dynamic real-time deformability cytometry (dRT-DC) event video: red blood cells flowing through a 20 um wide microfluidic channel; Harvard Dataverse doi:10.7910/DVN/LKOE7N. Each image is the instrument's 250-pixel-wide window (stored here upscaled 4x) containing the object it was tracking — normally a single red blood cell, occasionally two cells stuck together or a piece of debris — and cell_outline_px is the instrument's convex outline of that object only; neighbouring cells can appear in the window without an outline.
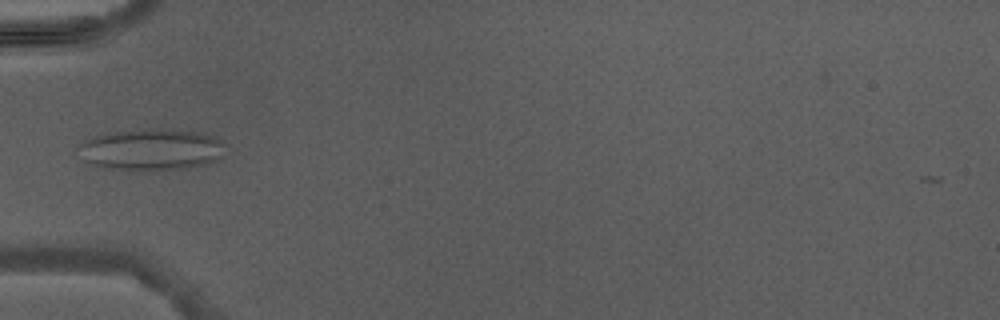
{"species": "Egyptian fruit bat (a non-hibernating species)", "species_latin": "Rousettus aegyptiacus", "temperature_condition": "warm", "stored_images_in_passage": 5, "camera_frame_rate_fps": 3000, "um_per_image_px": 0.085, "animal": {"sex": "male"}, "frame": {"image": 1, "passage_image": 5, "time_ms": 4.667, "image_size_px": [1000, 320], "cell_outline_px": [[224, 144], [220, 156], [216, 160], [204, 164], [188, 168], [108, 168], [84, 160], [80, 144], [84, 140], [96, 136], [116, 132], [152, 128], [196, 132], [212, 136], [220, 140]], "centroid_in_image_um": [12.9, 12.68], "position_along_channel_um": 72.1, "area_um2": 33.93}}